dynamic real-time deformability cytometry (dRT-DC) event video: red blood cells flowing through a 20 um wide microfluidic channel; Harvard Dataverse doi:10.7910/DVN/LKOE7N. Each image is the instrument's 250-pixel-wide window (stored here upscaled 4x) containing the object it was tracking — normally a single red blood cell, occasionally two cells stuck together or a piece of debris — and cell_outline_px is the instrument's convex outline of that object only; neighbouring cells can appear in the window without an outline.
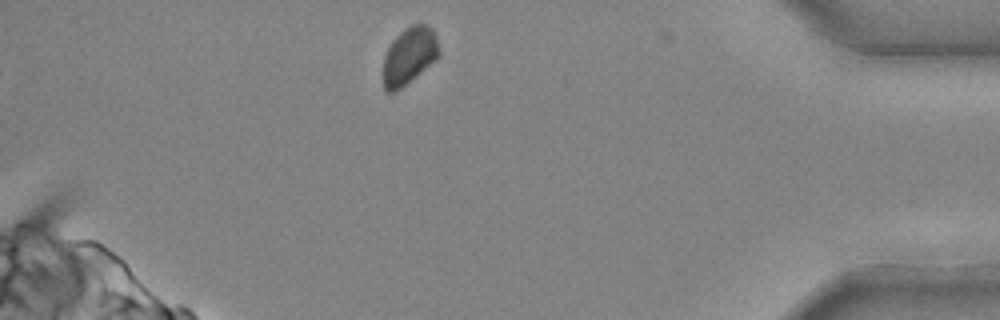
{"species": "common noctule bat (a hibernating species)", "species_latin": "Nyctalus noctula", "temperature_condition": "cold", "stored_images_in_passage": 25, "camera_frame_rate_fps": 3000, "um_per_image_px": 0.085, "animal": {"sex": "male", "body_mass_g": 20.4}, "frame": {"image": 1, "passage_image": 25, "time_ms": 8.0, "image_size_px": [1000, 320], "cell_outline_px": [[440, 56], [436, 60], [396, 92], [384, 92], [384, 56], [392, 40], [404, 28], [412, 24], [424, 24], [432, 28], [436, 36], [440, 52]], "centroid_in_image_um": [34.79, 4.74], "position_along_channel_um": 400.4, "area_um2": 18.61}}